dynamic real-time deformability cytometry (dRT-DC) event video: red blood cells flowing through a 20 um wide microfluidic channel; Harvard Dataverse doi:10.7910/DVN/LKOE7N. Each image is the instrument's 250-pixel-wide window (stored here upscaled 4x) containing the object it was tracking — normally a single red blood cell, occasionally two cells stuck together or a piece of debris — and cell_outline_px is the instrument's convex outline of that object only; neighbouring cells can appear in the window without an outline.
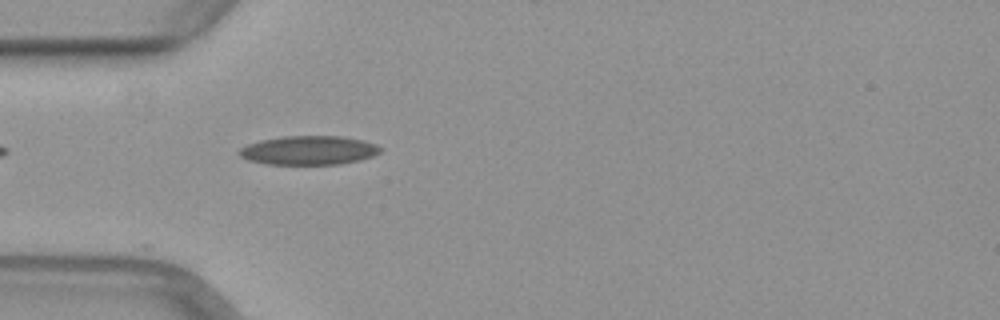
{"species": "common noctule bat (a hibernating species)", "species_latin": "Nyctalus noctula", "temperature_condition": "warm", "stored_images_in_passage": 37, "camera_frame_rate_fps": 3000, "um_per_image_px": 0.085, "animal": {"sex": "female", "body_mass_g": 29.2, "forearm_length_mm": 56.3}, "frame": {"image": 1, "passage_image": 2, "time_ms": 0.333, "image_size_px": [1000, 320], "cell_outline_px": [[384, 148], [380, 152], [372, 156], [360, 160], [340, 164], [268, 164], [248, 160], [240, 156], [236, 152], [240, 148], [248, 144], [260, 140], [284, 136], [344, 136], [364, 140], [376, 144]], "centroid_in_image_um": [26.27, 12.77], "position_along_channel_um": 58.7, "area_um2": 23.99}}
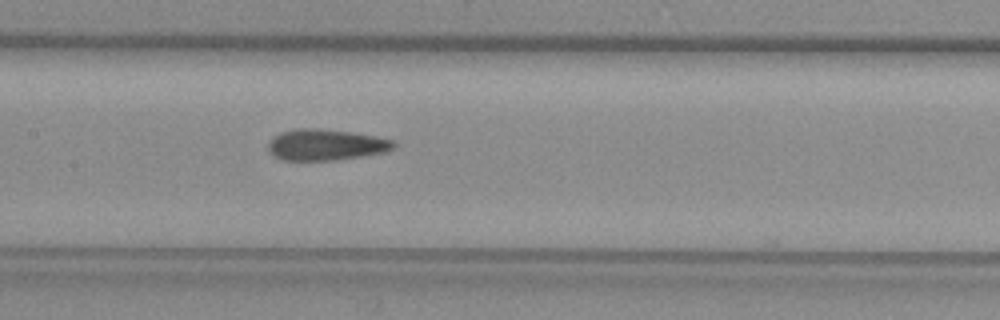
{"frame": {"image": 2, "passage_image": 11, "time_ms": 3.333, "image_size_px": [1000, 320], "cell_outline_px": [[396, 148], [384, 152], [336, 160], [284, 160], [268, 152], [268, 144], [272, 136], [280, 132], [296, 128], [316, 128], [352, 132], [376, 136], [396, 140]], "centroid_in_image_um": [27.7, 12.29], "position_along_channel_um": 179.7, "area_um2": 22.95}}
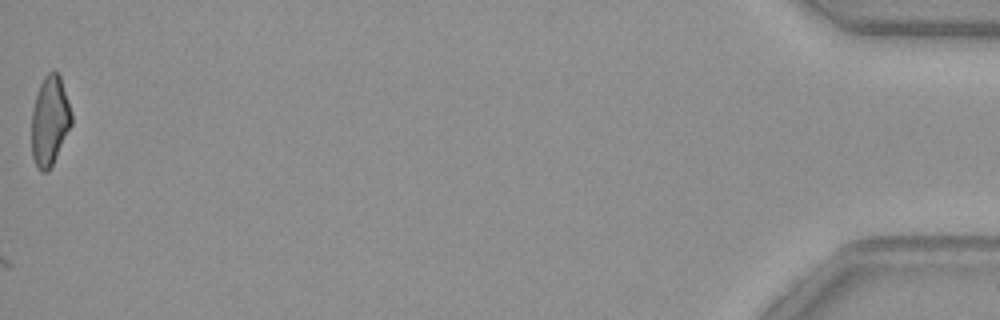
{"frame": {"image": 3, "passage_image": 37, "time_ms": 12.0, "image_size_px": [1000, 320], "cell_outline_px": [[72, 124], [48, 172], [40, 172], [36, 168], [32, 156], [32, 108], [40, 84], [44, 76], [48, 72], [56, 72], [60, 76], [72, 112]], "centroid_in_image_um": [4.22, 10.29], "position_along_channel_um": 431.0, "area_um2": 20.75}}